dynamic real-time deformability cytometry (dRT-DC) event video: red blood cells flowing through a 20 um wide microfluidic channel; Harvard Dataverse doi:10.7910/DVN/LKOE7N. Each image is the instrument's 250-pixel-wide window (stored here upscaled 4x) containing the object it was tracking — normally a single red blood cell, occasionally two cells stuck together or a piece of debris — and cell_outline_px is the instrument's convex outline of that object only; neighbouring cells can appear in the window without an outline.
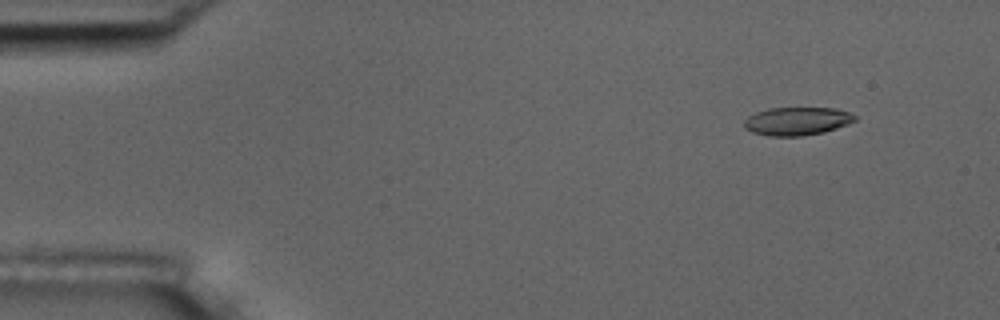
{"species": "common noctule bat (a hibernating species)", "species_latin": "Nyctalus noctula", "temperature_condition": "room temperature", "stored_images_in_passage": 6, "camera_frame_rate_fps": 3000, "um_per_image_px": 0.085, "animal": {"sex": "male", "body_mass_g": 17.5, "forearm_length_mm": 52.3}, "frame": {"image": 1, "passage_image": 2, "time_ms": 1.333, "image_size_px": [1000, 320], "cell_outline_px": [[856, 120], [848, 124], [824, 132], [800, 136], [768, 136], [752, 132], [744, 128], [744, 120], [748, 116], [756, 112], [768, 108], [836, 108], [848, 112], [856, 116]], "centroid_in_image_um": [67.73, 10.3], "position_along_channel_um": 17.3, "area_um2": 18.21}}
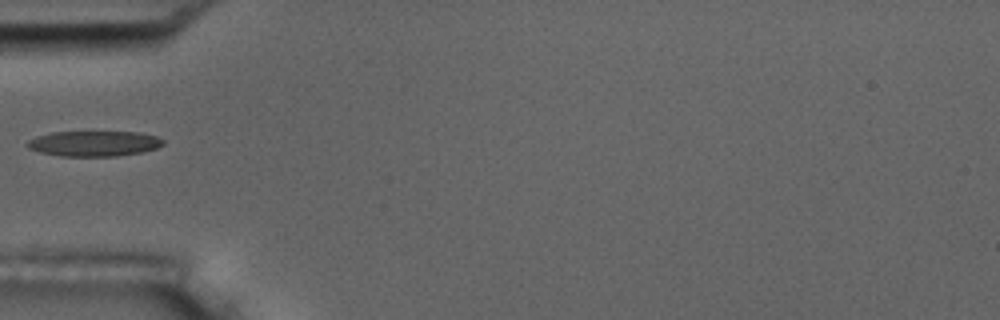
{"frame": {"image": 2, "passage_image": 5, "time_ms": 5.667, "image_size_px": [1000, 320], "cell_outline_px": [[164, 144], [156, 148], [140, 152], [116, 156], [60, 156], [40, 152], [28, 148], [24, 144], [28, 140], [36, 136], [52, 132], [140, 132], [156, 136], [164, 140]], "centroid_in_image_um": [7.96, 12.2], "position_along_channel_um": 77.0, "area_um2": 20.11}}